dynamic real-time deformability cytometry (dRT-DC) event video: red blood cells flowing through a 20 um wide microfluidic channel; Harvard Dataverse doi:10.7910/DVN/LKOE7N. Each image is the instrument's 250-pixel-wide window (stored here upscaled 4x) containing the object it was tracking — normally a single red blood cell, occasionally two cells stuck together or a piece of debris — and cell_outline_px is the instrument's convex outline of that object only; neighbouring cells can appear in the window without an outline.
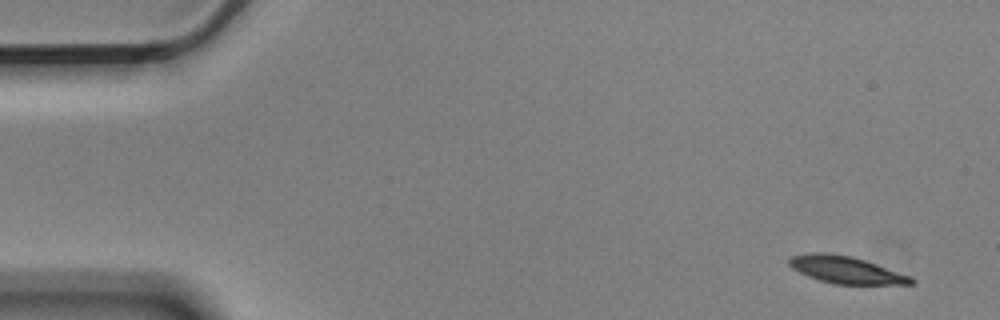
{"species": "Egyptian fruit bat (a non-hibernating species)", "species_latin": "Rousettus aegyptiacus", "temperature_condition": "cold", "stored_images_in_passage": 4, "camera_frame_rate_fps": 3000, "um_per_image_px": 0.085, "animal": {"sex": "male"}, "frame": {"image": 1, "passage_image": 1, "time_ms": 0.0, "image_size_px": [1000, 320], "cell_outline_px": [[916, 284], [836, 284], [820, 280], [808, 276], [792, 268], [788, 264], [788, 260], [792, 256], [812, 252], [828, 252], [852, 256], [912, 276], [916, 280]], "centroid_in_image_um": [71.93, 22.93], "position_along_channel_um": 13.1, "area_um2": 19.31}}